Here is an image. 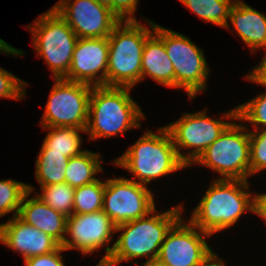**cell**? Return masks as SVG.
I'll list each match as a JSON object with an SVG mask.
<instances>
[{
	"label": "cell",
	"instance_id": "21",
	"mask_svg": "<svg viewBox=\"0 0 266 266\" xmlns=\"http://www.w3.org/2000/svg\"><path fill=\"white\" fill-rule=\"evenodd\" d=\"M69 159L63 153L50 152L43 144L35 163V177L40 186L65 183V172Z\"/></svg>",
	"mask_w": 266,
	"mask_h": 266
},
{
	"label": "cell",
	"instance_id": "32",
	"mask_svg": "<svg viewBox=\"0 0 266 266\" xmlns=\"http://www.w3.org/2000/svg\"><path fill=\"white\" fill-rule=\"evenodd\" d=\"M245 78L266 88V52L261 63L254 67V69H252V72L247 74Z\"/></svg>",
	"mask_w": 266,
	"mask_h": 266
},
{
	"label": "cell",
	"instance_id": "24",
	"mask_svg": "<svg viewBox=\"0 0 266 266\" xmlns=\"http://www.w3.org/2000/svg\"><path fill=\"white\" fill-rule=\"evenodd\" d=\"M42 194L37 196L42 202L65 216H71L74 213V190L67 183H58L55 185L40 186Z\"/></svg>",
	"mask_w": 266,
	"mask_h": 266
},
{
	"label": "cell",
	"instance_id": "37",
	"mask_svg": "<svg viewBox=\"0 0 266 266\" xmlns=\"http://www.w3.org/2000/svg\"><path fill=\"white\" fill-rule=\"evenodd\" d=\"M99 5L107 7L113 12V0H95Z\"/></svg>",
	"mask_w": 266,
	"mask_h": 266
},
{
	"label": "cell",
	"instance_id": "8",
	"mask_svg": "<svg viewBox=\"0 0 266 266\" xmlns=\"http://www.w3.org/2000/svg\"><path fill=\"white\" fill-rule=\"evenodd\" d=\"M247 127L230 123L193 162L215 170L221 179L248 181L250 176V138Z\"/></svg>",
	"mask_w": 266,
	"mask_h": 266
},
{
	"label": "cell",
	"instance_id": "17",
	"mask_svg": "<svg viewBox=\"0 0 266 266\" xmlns=\"http://www.w3.org/2000/svg\"><path fill=\"white\" fill-rule=\"evenodd\" d=\"M31 193L28 191L24 195L17 216L25 223L49 234L62 244L66 237L64 234H66L67 216L55 211L37 196L29 199Z\"/></svg>",
	"mask_w": 266,
	"mask_h": 266
},
{
	"label": "cell",
	"instance_id": "4",
	"mask_svg": "<svg viewBox=\"0 0 266 266\" xmlns=\"http://www.w3.org/2000/svg\"><path fill=\"white\" fill-rule=\"evenodd\" d=\"M113 163L131 172L135 177L132 181L145 186L158 177L188 167L179 158L166 126L160 127L157 134L147 130ZM136 178L139 180H135Z\"/></svg>",
	"mask_w": 266,
	"mask_h": 266
},
{
	"label": "cell",
	"instance_id": "11",
	"mask_svg": "<svg viewBox=\"0 0 266 266\" xmlns=\"http://www.w3.org/2000/svg\"><path fill=\"white\" fill-rule=\"evenodd\" d=\"M153 197L147 186L131 179H106L102 210L118 226L151 213L156 208Z\"/></svg>",
	"mask_w": 266,
	"mask_h": 266
},
{
	"label": "cell",
	"instance_id": "33",
	"mask_svg": "<svg viewBox=\"0 0 266 266\" xmlns=\"http://www.w3.org/2000/svg\"><path fill=\"white\" fill-rule=\"evenodd\" d=\"M252 213L263 218L266 224V193L252 196Z\"/></svg>",
	"mask_w": 266,
	"mask_h": 266
},
{
	"label": "cell",
	"instance_id": "22",
	"mask_svg": "<svg viewBox=\"0 0 266 266\" xmlns=\"http://www.w3.org/2000/svg\"><path fill=\"white\" fill-rule=\"evenodd\" d=\"M43 129L49 130L43 144L50 152L63 153L71 158L86 151L80 149L82 144L80 132H86L85 129L73 127H46Z\"/></svg>",
	"mask_w": 266,
	"mask_h": 266
},
{
	"label": "cell",
	"instance_id": "18",
	"mask_svg": "<svg viewBox=\"0 0 266 266\" xmlns=\"http://www.w3.org/2000/svg\"><path fill=\"white\" fill-rule=\"evenodd\" d=\"M229 20L243 42L256 51L265 48L266 52V16L241 0H235L230 8Z\"/></svg>",
	"mask_w": 266,
	"mask_h": 266
},
{
	"label": "cell",
	"instance_id": "25",
	"mask_svg": "<svg viewBox=\"0 0 266 266\" xmlns=\"http://www.w3.org/2000/svg\"><path fill=\"white\" fill-rule=\"evenodd\" d=\"M105 182L96 180L93 183L77 187L74 190V213L89 214L102 210Z\"/></svg>",
	"mask_w": 266,
	"mask_h": 266
},
{
	"label": "cell",
	"instance_id": "1",
	"mask_svg": "<svg viewBox=\"0 0 266 266\" xmlns=\"http://www.w3.org/2000/svg\"><path fill=\"white\" fill-rule=\"evenodd\" d=\"M183 206L179 204L161 214L155 213V208L145 217L116 226V232H123L111 247L105 248L106 254L96 266H116L140 257L157 259L167 232L182 217Z\"/></svg>",
	"mask_w": 266,
	"mask_h": 266
},
{
	"label": "cell",
	"instance_id": "7",
	"mask_svg": "<svg viewBox=\"0 0 266 266\" xmlns=\"http://www.w3.org/2000/svg\"><path fill=\"white\" fill-rule=\"evenodd\" d=\"M154 33L164 42L174 68V88H184L192 100L206 90L209 67L203 50L188 37L154 24Z\"/></svg>",
	"mask_w": 266,
	"mask_h": 266
},
{
	"label": "cell",
	"instance_id": "14",
	"mask_svg": "<svg viewBox=\"0 0 266 266\" xmlns=\"http://www.w3.org/2000/svg\"><path fill=\"white\" fill-rule=\"evenodd\" d=\"M115 232L116 225L103 210L89 214L73 213L67 217L66 235L69 237L64 238L61 247L66 251L79 250L82 255L92 254L110 245Z\"/></svg>",
	"mask_w": 266,
	"mask_h": 266
},
{
	"label": "cell",
	"instance_id": "3",
	"mask_svg": "<svg viewBox=\"0 0 266 266\" xmlns=\"http://www.w3.org/2000/svg\"><path fill=\"white\" fill-rule=\"evenodd\" d=\"M130 87L93 86L86 132L90 140L124 134L141 128V107L130 96Z\"/></svg>",
	"mask_w": 266,
	"mask_h": 266
},
{
	"label": "cell",
	"instance_id": "26",
	"mask_svg": "<svg viewBox=\"0 0 266 266\" xmlns=\"http://www.w3.org/2000/svg\"><path fill=\"white\" fill-rule=\"evenodd\" d=\"M34 187L12 179L0 181V217L14 212L13 217L18 215L24 195Z\"/></svg>",
	"mask_w": 266,
	"mask_h": 266
},
{
	"label": "cell",
	"instance_id": "36",
	"mask_svg": "<svg viewBox=\"0 0 266 266\" xmlns=\"http://www.w3.org/2000/svg\"><path fill=\"white\" fill-rule=\"evenodd\" d=\"M142 266H167L166 264L160 262L158 259L155 260H146Z\"/></svg>",
	"mask_w": 266,
	"mask_h": 266
},
{
	"label": "cell",
	"instance_id": "19",
	"mask_svg": "<svg viewBox=\"0 0 266 266\" xmlns=\"http://www.w3.org/2000/svg\"><path fill=\"white\" fill-rule=\"evenodd\" d=\"M151 77L158 84L174 88V68L166 53L164 42L153 33L145 42L142 52L141 81Z\"/></svg>",
	"mask_w": 266,
	"mask_h": 266
},
{
	"label": "cell",
	"instance_id": "5",
	"mask_svg": "<svg viewBox=\"0 0 266 266\" xmlns=\"http://www.w3.org/2000/svg\"><path fill=\"white\" fill-rule=\"evenodd\" d=\"M147 22L152 31L138 21H120L107 37V86L133 88L141 81L142 52L146 40L154 33L155 24Z\"/></svg>",
	"mask_w": 266,
	"mask_h": 266
},
{
	"label": "cell",
	"instance_id": "9",
	"mask_svg": "<svg viewBox=\"0 0 266 266\" xmlns=\"http://www.w3.org/2000/svg\"><path fill=\"white\" fill-rule=\"evenodd\" d=\"M221 119L215 120L207 116L205 110L185 113L177 121L166 125L172 136L179 158L189 167L209 147L231 122L237 118V107L224 112ZM191 149L182 154V149ZM193 148V149H192Z\"/></svg>",
	"mask_w": 266,
	"mask_h": 266
},
{
	"label": "cell",
	"instance_id": "13",
	"mask_svg": "<svg viewBox=\"0 0 266 266\" xmlns=\"http://www.w3.org/2000/svg\"><path fill=\"white\" fill-rule=\"evenodd\" d=\"M53 8L78 38L108 37L120 22L110 9L95 0H59Z\"/></svg>",
	"mask_w": 266,
	"mask_h": 266
},
{
	"label": "cell",
	"instance_id": "2",
	"mask_svg": "<svg viewBox=\"0 0 266 266\" xmlns=\"http://www.w3.org/2000/svg\"><path fill=\"white\" fill-rule=\"evenodd\" d=\"M248 181L214 180L198 205L190 222L210 235L234 225L246 211L252 212V192Z\"/></svg>",
	"mask_w": 266,
	"mask_h": 266
},
{
	"label": "cell",
	"instance_id": "31",
	"mask_svg": "<svg viewBox=\"0 0 266 266\" xmlns=\"http://www.w3.org/2000/svg\"><path fill=\"white\" fill-rule=\"evenodd\" d=\"M139 0H113V14L120 21H137L134 13Z\"/></svg>",
	"mask_w": 266,
	"mask_h": 266
},
{
	"label": "cell",
	"instance_id": "23",
	"mask_svg": "<svg viewBox=\"0 0 266 266\" xmlns=\"http://www.w3.org/2000/svg\"><path fill=\"white\" fill-rule=\"evenodd\" d=\"M203 21L230 29L228 20L233 0H179Z\"/></svg>",
	"mask_w": 266,
	"mask_h": 266
},
{
	"label": "cell",
	"instance_id": "28",
	"mask_svg": "<svg viewBox=\"0 0 266 266\" xmlns=\"http://www.w3.org/2000/svg\"><path fill=\"white\" fill-rule=\"evenodd\" d=\"M250 176L266 169V129L249 131Z\"/></svg>",
	"mask_w": 266,
	"mask_h": 266
},
{
	"label": "cell",
	"instance_id": "12",
	"mask_svg": "<svg viewBox=\"0 0 266 266\" xmlns=\"http://www.w3.org/2000/svg\"><path fill=\"white\" fill-rule=\"evenodd\" d=\"M186 223L181 217L161 244L157 259L167 266H196L213 252L205 240L211 235Z\"/></svg>",
	"mask_w": 266,
	"mask_h": 266
},
{
	"label": "cell",
	"instance_id": "16",
	"mask_svg": "<svg viewBox=\"0 0 266 266\" xmlns=\"http://www.w3.org/2000/svg\"><path fill=\"white\" fill-rule=\"evenodd\" d=\"M0 241L10 250L21 253L24 260L51 253L61 246L52 236L25 223L18 216L1 224Z\"/></svg>",
	"mask_w": 266,
	"mask_h": 266
},
{
	"label": "cell",
	"instance_id": "15",
	"mask_svg": "<svg viewBox=\"0 0 266 266\" xmlns=\"http://www.w3.org/2000/svg\"><path fill=\"white\" fill-rule=\"evenodd\" d=\"M107 37L78 38L67 75L63 78L91 86H107Z\"/></svg>",
	"mask_w": 266,
	"mask_h": 266
},
{
	"label": "cell",
	"instance_id": "30",
	"mask_svg": "<svg viewBox=\"0 0 266 266\" xmlns=\"http://www.w3.org/2000/svg\"><path fill=\"white\" fill-rule=\"evenodd\" d=\"M62 251L66 250L60 246L51 253L29 257L24 260L25 266H65L60 255Z\"/></svg>",
	"mask_w": 266,
	"mask_h": 266
},
{
	"label": "cell",
	"instance_id": "10",
	"mask_svg": "<svg viewBox=\"0 0 266 266\" xmlns=\"http://www.w3.org/2000/svg\"><path fill=\"white\" fill-rule=\"evenodd\" d=\"M91 85L55 79L40 124L46 127L85 129L88 122Z\"/></svg>",
	"mask_w": 266,
	"mask_h": 266
},
{
	"label": "cell",
	"instance_id": "29",
	"mask_svg": "<svg viewBox=\"0 0 266 266\" xmlns=\"http://www.w3.org/2000/svg\"><path fill=\"white\" fill-rule=\"evenodd\" d=\"M28 83L14 74L0 68V97L20 100L26 95L25 88Z\"/></svg>",
	"mask_w": 266,
	"mask_h": 266
},
{
	"label": "cell",
	"instance_id": "27",
	"mask_svg": "<svg viewBox=\"0 0 266 266\" xmlns=\"http://www.w3.org/2000/svg\"><path fill=\"white\" fill-rule=\"evenodd\" d=\"M235 120L250 122L255 130L266 129V92L238 105Z\"/></svg>",
	"mask_w": 266,
	"mask_h": 266
},
{
	"label": "cell",
	"instance_id": "35",
	"mask_svg": "<svg viewBox=\"0 0 266 266\" xmlns=\"http://www.w3.org/2000/svg\"><path fill=\"white\" fill-rule=\"evenodd\" d=\"M4 54H12L13 56H19V55H22L24 54L22 50H19V49H16L14 47H12L10 44L6 43L4 40H2L0 38V53L2 52Z\"/></svg>",
	"mask_w": 266,
	"mask_h": 266
},
{
	"label": "cell",
	"instance_id": "6",
	"mask_svg": "<svg viewBox=\"0 0 266 266\" xmlns=\"http://www.w3.org/2000/svg\"><path fill=\"white\" fill-rule=\"evenodd\" d=\"M29 26L37 56L44 58L54 79L64 78L69 70L78 40L68 23L52 7Z\"/></svg>",
	"mask_w": 266,
	"mask_h": 266
},
{
	"label": "cell",
	"instance_id": "20",
	"mask_svg": "<svg viewBox=\"0 0 266 266\" xmlns=\"http://www.w3.org/2000/svg\"><path fill=\"white\" fill-rule=\"evenodd\" d=\"M100 154L84 151L82 154L71 157L66 166L65 183L73 188L81 187L98 180L94 177L98 172L103 171L100 161L103 162ZM100 159V160H99Z\"/></svg>",
	"mask_w": 266,
	"mask_h": 266
},
{
	"label": "cell",
	"instance_id": "34",
	"mask_svg": "<svg viewBox=\"0 0 266 266\" xmlns=\"http://www.w3.org/2000/svg\"><path fill=\"white\" fill-rule=\"evenodd\" d=\"M196 266H226L223 259H220L216 253H211L207 258H205L200 264Z\"/></svg>",
	"mask_w": 266,
	"mask_h": 266
}]
</instances>
